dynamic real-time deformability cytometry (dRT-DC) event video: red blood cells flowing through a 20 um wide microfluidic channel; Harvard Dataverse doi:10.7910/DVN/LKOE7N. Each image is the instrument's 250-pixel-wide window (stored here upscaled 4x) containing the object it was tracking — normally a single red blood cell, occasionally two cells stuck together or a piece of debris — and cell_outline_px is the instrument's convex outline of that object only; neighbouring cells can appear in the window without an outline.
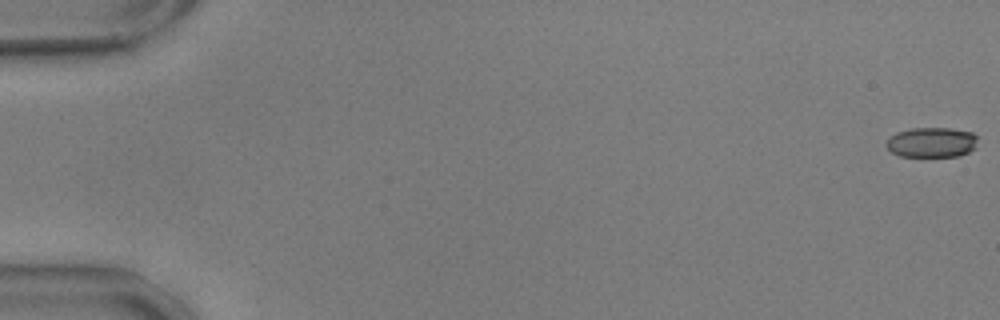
{"species": "common noctule bat (a hibernating species)", "species_latin": "Nyctalus noctula", "temperature_condition": "warm", "stored_images_in_passage": 58, "camera_frame_rate_fps": 3000, "um_per_image_px": 0.085, "animal": {"sex": "male", "body_mass_g": 17.9, "forearm_length_mm": 54.2}, "frame": {"image": 1, "passage_image": 1, "time_ms": 0.0, "image_size_px": [1000, 320], "cell_outline_px": [[976, 148], [960, 156], [900, 156], [892, 152], [884, 144], [896, 132], [912, 128], [948, 128], [972, 132], [976, 136]], "centroid_in_image_um": [79.2, 12.1], "position_along_channel_um": 5.8, "area_um2": 15.95}}
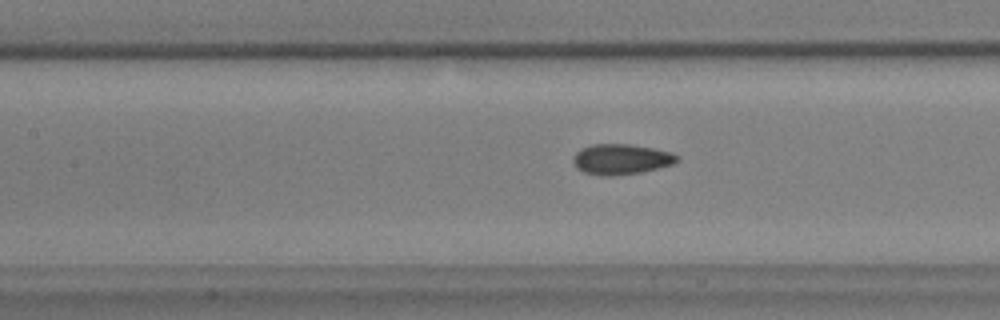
{"frame": {"image": 2, "passage_image": 27, "time_ms": 8.667, "image_size_px": [1000, 320], "cell_outline_px": [[680, 160], [672, 164], [640, 172], [612, 176], [600, 176], [584, 172], [576, 168], [572, 160], [572, 156], [580, 148], [592, 144], [632, 144], [672, 152], [680, 156]], "centroid_in_image_um": [52.77, 13.53], "position_along_channel_um": 154.6, "area_um2": 18.61}}
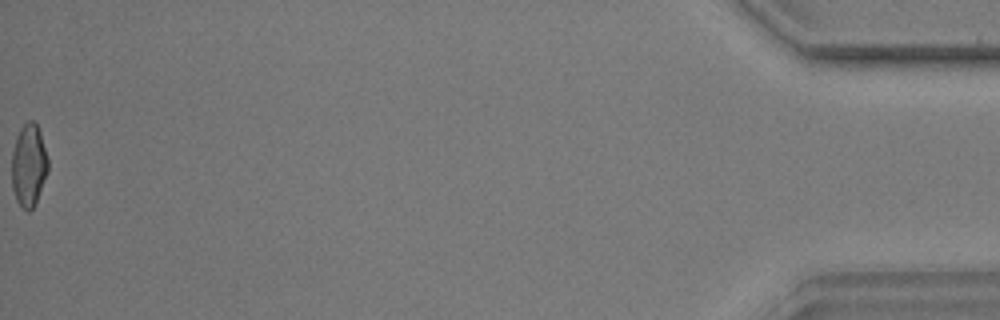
{"frame": {"image": 3, "passage_image": 58, "time_ms": 19.0, "image_size_px": [1000, 320], "cell_outline_px": [[48, 172], [36, 204], [28, 212], [16, 200], [12, 188], [12, 152], [16, 136], [20, 128], [28, 120], [32, 120], [36, 124], [40, 132], [48, 160]], "centroid_in_image_um": [2.44, 14.06], "position_along_channel_um": 432.8, "area_um2": 17.51}, "authors_computed_cell_mechanics": {"area_um2": 17.7735, "velocity_mm_per_s": 3.5961, "shape_relaxation_time_tau1_ms": 5.7112, "shape_relaxation_time_tau2_ms": 0.9888, "deformation_change_tau1": 0.1375, "deformation_change_tau2": 0.058}}